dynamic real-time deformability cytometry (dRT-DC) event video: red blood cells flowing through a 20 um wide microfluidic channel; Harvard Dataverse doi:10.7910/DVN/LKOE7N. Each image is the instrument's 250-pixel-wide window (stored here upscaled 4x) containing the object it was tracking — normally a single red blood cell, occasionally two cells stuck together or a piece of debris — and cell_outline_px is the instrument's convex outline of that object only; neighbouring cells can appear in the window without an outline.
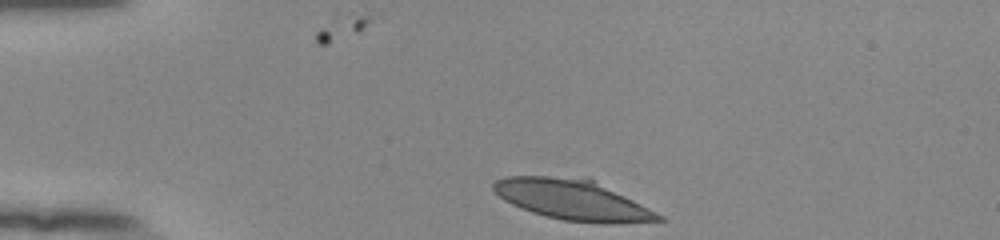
{"species": "human", "species_latin": "Homo sapiens", "temperature_condition": "room temperature", "stored_images_in_passage": 35, "camera_frame_rate_fps": 3000, "um_per_image_px": 0.085, "donor": {"sex": "female"}, "frame": {"image": 1, "passage_image": 1, "time_ms": 0.0, "image_size_px": [1000, 240], "cell_outline_px": [[668, 220], [616, 224], [604, 224], [564, 220], [544, 216], [520, 208], [504, 200], [492, 188], [492, 184], [496, 180], [504, 176], [588, 176], [664, 216]], "centroid_in_image_um": [48.7, 16.97], "position_along_channel_um": 36.3, "area_um2": 39.36}}
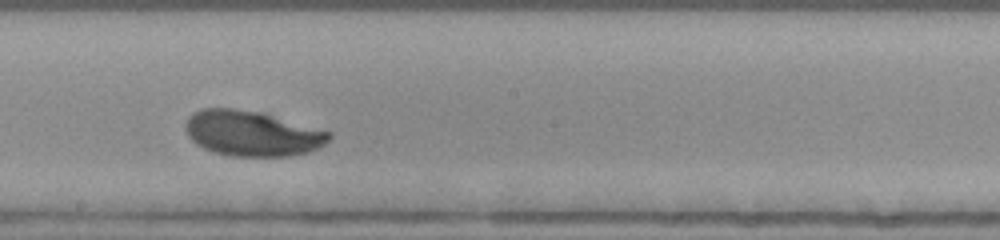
{"frame": {"image": 2, "passage_image": 20, "time_ms": 6.333, "image_size_px": [1000, 240], "cell_outline_px": [[332, 136], [324, 144], [308, 152], [288, 156], [228, 156], [204, 148], [196, 144], [188, 136], [184, 128], [184, 124], [188, 116], [192, 112], [200, 108], [232, 108], [264, 112], [332, 132]], "centroid_in_image_um": [21.4, 11.32], "position_along_channel_um": 226.8, "area_um2": 38.32}}
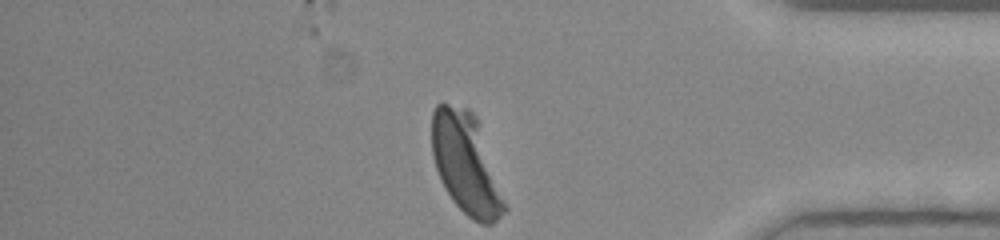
{"frame": {"image": 3, "passage_image": 35, "time_ms": 11.333, "image_size_px": [1000, 240], "cell_outline_px": [[508, 208], [492, 224], [480, 224], [472, 220], [452, 200], [444, 188], [440, 180], [432, 156], [432, 112], [436, 104], [448, 104], [468, 108], [476, 116], [508, 204]], "centroid_in_image_um": [39.63, 13.94], "position_along_channel_um": 395.6, "area_um2": 42.89}, "authors_computed_cell_mechanics": {"area_um2": 38.7838, "velocity_mm_per_s": 3.8322, "shape_relaxation_time_tau1_ms": 2.4428, "shape_relaxation_time_tau2_ms": null, "deformation_change_tau1": 0.126, "deformation_change_tau2": null}}